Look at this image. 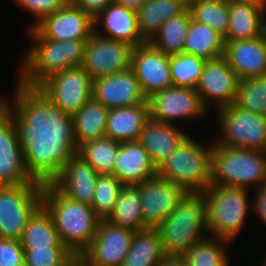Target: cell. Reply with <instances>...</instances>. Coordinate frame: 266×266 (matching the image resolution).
Returning <instances> with one entry per match:
<instances>
[{"label":"cell","instance_id":"cell-30","mask_svg":"<svg viewBox=\"0 0 266 266\" xmlns=\"http://www.w3.org/2000/svg\"><path fill=\"white\" fill-rule=\"evenodd\" d=\"M105 220L134 232L147 229L141 210L140 193L136 186L125 185L121 189L112 212Z\"/></svg>","mask_w":266,"mask_h":266},{"label":"cell","instance_id":"cell-16","mask_svg":"<svg viewBox=\"0 0 266 266\" xmlns=\"http://www.w3.org/2000/svg\"><path fill=\"white\" fill-rule=\"evenodd\" d=\"M135 186L140 193L141 210L147 228H157L189 194L183 186L159 176Z\"/></svg>","mask_w":266,"mask_h":266},{"label":"cell","instance_id":"cell-19","mask_svg":"<svg viewBox=\"0 0 266 266\" xmlns=\"http://www.w3.org/2000/svg\"><path fill=\"white\" fill-rule=\"evenodd\" d=\"M92 97L108 109L148 104L132 68L93 80Z\"/></svg>","mask_w":266,"mask_h":266},{"label":"cell","instance_id":"cell-48","mask_svg":"<svg viewBox=\"0 0 266 266\" xmlns=\"http://www.w3.org/2000/svg\"><path fill=\"white\" fill-rule=\"evenodd\" d=\"M217 1H223V2H227V3H231L233 0H217Z\"/></svg>","mask_w":266,"mask_h":266},{"label":"cell","instance_id":"cell-15","mask_svg":"<svg viewBox=\"0 0 266 266\" xmlns=\"http://www.w3.org/2000/svg\"><path fill=\"white\" fill-rule=\"evenodd\" d=\"M33 28L45 39L87 41L95 32L94 17L72 0L53 14L43 17Z\"/></svg>","mask_w":266,"mask_h":266},{"label":"cell","instance_id":"cell-10","mask_svg":"<svg viewBox=\"0 0 266 266\" xmlns=\"http://www.w3.org/2000/svg\"><path fill=\"white\" fill-rule=\"evenodd\" d=\"M44 183L0 186V237L20 240L29 218L42 205Z\"/></svg>","mask_w":266,"mask_h":266},{"label":"cell","instance_id":"cell-6","mask_svg":"<svg viewBox=\"0 0 266 266\" xmlns=\"http://www.w3.org/2000/svg\"><path fill=\"white\" fill-rule=\"evenodd\" d=\"M166 256H182L204 236L207 208L202 193H189L156 228ZM203 234V235H202Z\"/></svg>","mask_w":266,"mask_h":266},{"label":"cell","instance_id":"cell-37","mask_svg":"<svg viewBox=\"0 0 266 266\" xmlns=\"http://www.w3.org/2000/svg\"><path fill=\"white\" fill-rule=\"evenodd\" d=\"M235 104L266 117V76L239 79Z\"/></svg>","mask_w":266,"mask_h":266},{"label":"cell","instance_id":"cell-24","mask_svg":"<svg viewBox=\"0 0 266 266\" xmlns=\"http://www.w3.org/2000/svg\"><path fill=\"white\" fill-rule=\"evenodd\" d=\"M175 124L149 118L139 134L138 142L147 151L150 160L158 168L187 136Z\"/></svg>","mask_w":266,"mask_h":266},{"label":"cell","instance_id":"cell-26","mask_svg":"<svg viewBox=\"0 0 266 266\" xmlns=\"http://www.w3.org/2000/svg\"><path fill=\"white\" fill-rule=\"evenodd\" d=\"M148 119V104L109 109L106 121V137L120 143L137 141Z\"/></svg>","mask_w":266,"mask_h":266},{"label":"cell","instance_id":"cell-44","mask_svg":"<svg viewBox=\"0 0 266 266\" xmlns=\"http://www.w3.org/2000/svg\"><path fill=\"white\" fill-rule=\"evenodd\" d=\"M147 0H112L113 4L138 11Z\"/></svg>","mask_w":266,"mask_h":266},{"label":"cell","instance_id":"cell-22","mask_svg":"<svg viewBox=\"0 0 266 266\" xmlns=\"http://www.w3.org/2000/svg\"><path fill=\"white\" fill-rule=\"evenodd\" d=\"M112 175L125 185H137L157 176V167L138 141L120 143Z\"/></svg>","mask_w":266,"mask_h":266},{"label":"cell","instance_id":"cell-1","mask_svg":"<svg viewBox=\"0 0 266 266\" xmlns=\"http://www.w3.org/2000/svg\"><path fill=\"white\" fill-rule=\"evenodd\" d=\"M13 93L12 104L0 99V186L44 183L47 138L28 100Z\"/></svg>","mask_w":266,"mask_h":266},{"label":"cell","instance_id":"cell-47","mask_svg":"<svg viewBox=\"0 0 266 266\" xmlns=\"http://www.w3.org/2000/svg\"><path fill=\"white\" fill-rule=\"evenodd\" d=\"M260 8L266 13V0H237Z\"/></svg>","mask_w":266,"mask_h":266},{"label":"cell","instance_id":"cell-27","mask_svg":"<svg viewBox=\"0 0 266 266\" xmlns=\"http://www.w3.org/2000/svg\"><path fill=\"white\" fill-rule=\"evenodd\" d=\"M188 8V0H147L136 11L138 29L149 42L168 19L182 14Z\"/></svg>","mask_w":266,"mask_h":266},{"label":"cell","instance_id":"cell-8","mask_svg":"<svg viewBox=\"0 0 266 266\" xmlns=\"http://www.w3.org/2000/svg\"><path fill=\"white\" fill-rule=\"evenodd\" d=\"M212 184L248 189L266 184V152L212 143Z\"/></svg>","mask_w":266,"mask_h":266},{"label":"cell","instance_id":"cell-46","mask_svg":"<svg viewBox=\"0 0 266 266\" xmlns=\"http://www.w3.org/2000/svg\"><path fill=\"white\" fill-rule=\"evenodd\" d=\"M75 266H99L92 263L84 254L75 256Z\"/></svg>","mask_w":266,"mask_h":266},{"label":"cell","instance_id":"cell-36","mask_svg":"<svg viewBox=\"0 0 266 266\" xmlns=\"http://www.w3.org/2000/svg\"><path fill=\"white\" fill-rule=\"evenodd\" d=\"M206 60L187 53L170 55L173 86L196 89Z\"/></svg>","mask_w":266,"mask_h":266},{"label":"cell","instance_id":"cell-4","mask_svg":"<svg viewBox=\"0 0 266 266\" xmlns=\"http://www.w3.org/2000/svg\"><path fill=\"white\" fill-rule=\"evenodd\" d=\"M42 206L52 217L60 242L73 254H83L97 233L101 218L85 203L64 196L47 178Z\"/></svg>","mask_w":266,"mask_h":266},{"label":"cell","instance_id":"cell-25","mask_svg":"<svg viewBox=\"0 0 266 266\" xmlns=\"http://www.w3.org/2000/svg\"><path fill=\"white\" fill-rule=\"evenodd\" d=\"M265 12L260 8L233 0L229 3V24L224 42L251 40L266 33Z\"/></svg>","mask_w":266,"mask_h":266},{"label":"cell","instance_id":"cell-12","mask_svg":"<svg viewBox=\"0 0 266 266\" xmlns=\"http://www.w3.org/2000/svg\"><path fill=\"white\" fill-rule=\"evenodd\" d=\"M108 110L91 97L50 138L57 145L75 151L83 143L105 137Z\"/></svg>","mask_w":266,"mask_h":266},{"label":"cell","instance_id":"cell-5","mask_svg":"<svg viewBox=\"0 0 266 266\" xmlns=\"http://www.w3.org/2000/svg\"><path fill=\"white\" fill-rule=\"evenodd\" d=\"M45 174L64 196L91 206L97 172L75 151L57 145L51 138L46 139Z\"/></svg>","mask_w":266,"mask_h":266},{"label":"cell","instance_id":"cell-32","mask_svg":"<svg viewBox=\"0 0 266 266\" xmlns=\"http://www.w3.org/2000/svg\"><path fill=\"white\" fill-rule=\"evenodd\" d=\"M191 18V12L187 8L182 14L168 19L149 43L167 55L183 53Z\"/></svg>","mask_w":266,"mask_h":266},{"label":"cell","instance_id":"cell-11","mask_svg":"<svg viewBox=\"0 0 266 266\" xmlns=\"http://www.w3.org/2000/svg\"><path fill=\"white\" fill-rule=\"evenodd\" d=\"M218 111L221 136L215 144L266 152V117L243 109L235 103Z\"/></svg>","mask_w":266,"mask_h":266},{"label":"cell","instance_id":"cell-7","mask_svg":"<svg viewBox=\"0 0 266 266\" xmlns=\"http://www.w3.org/2000/svg\"><path fill=\"white\" fill-rule=\"evenodd\" d=\"M157 176L189 193H203L212 184V144L201 145L187 135L157 168Z\"/></svg>","mask_w":266,"mask_h":266},{"label":"cell","instance_id":"cell-17","mask_svg":"<svg viewBox=\"0 0 266 266\" xmlns=\"http://www.w3.org/2000/svg\"><path fill=\"white\" fill-rule=\"evenodd\" d=\"M238 85L237 74L221 56L205 62L196 90L207 109L210 100H213L216 109H220L235 103Z\"/></svg>","mask_w":266,"mask_h":266},{"label":"cell","instance_id":"cell-3","mask_svg":"<svg viewBox=\"0 0 266 266\" xmlns=\"http://www.w3.org/2000/svg\"><path fill=\"white\" fill-rule=\"evenodd\" d=\"M30 38L35 44L24 56L25 65L18 76L16 92L27 98L43 81L63 70L80 67L84 60V48L87 41H54L43 38L33 27Z\"/></svg>","mask_w":266,"mask_h":266},{"label":"cell","instance_id":"cell-38","mask_svg":"<svg viewBox=\"0 0 266 266\" xmlns=\"http://www.w3.org/2000/svg\"><path fill=\"white\" fill-rule=\"evenodd\" d=\"M123 187L112 174L98 175L91 207L101 219H106L112 212Z\"/></svg>","mask_w":266,"mask_h":266},{"label":"cell","instance_id":"cell-18","mask_svg":"<svg viewBox=\"0 0 266 266\" xmlns=\"http://www.w3.org/2000/svg\"><path fill=\"white\" fill-rule=\"evenodd\" d=\"M131 68L143 95L148 99L156 92L173 86L170 72V55L154 48L149 42L133 49Z\"/></svg>","mask_w":266,"mask_h":266},{"label":"cell","instance_id":"cell-39","mask_svg":"<svg viewBox=\"0 0 266 266\" xmlns=\"http://www.w3.org/2000/svg\"><path fill=\"white\" fill-rule=\"evenodd\" d=\"M27 266H75V255L66 247L24 249Z\"/></svg>","mask_w":266,"mask_h":266},{"label":"cell","instance_id":"cell-21","mask_svg":"<svg viewBox=\"0 0 266 266\" xmlns=\"http://www.w3.org/2000/svg\"><path fill=\"white\" fill-rule=\"evenodd\" d=\"M224 57L239 79L266 76V33L225 43Z\"/></svg>","mask_w":266,"mask_h":266},{"label":"cell","instance_id":"cell-35","mask_svg":"<svg viewBox=\"0 0 266 266\" xmlns=\"http://www.w3.org/2000/svg\"><path fill=\"white\" fill-rule=\"evenodd\" d=\"M188 8L195 21L206 24L222 36L229 24V3L217 0H188Z\"/></svg>","mask_w":266,"mask_h":266},{"label":"cell","instance_id":"cell-2","mask_svg":"<svg viewBox=\"0 0 266 266\" xmlns=\"http://www.w3.org/2000/svg\"><path fill=\"white\" fill-rule=\"evenodd\" d=\"M92 88L93 80L80 66L50 76L26 98L37 126L46 138L92 97Z\"/></svg>","mask_w":266,"mask_h":266},{"label":"cell","instance_id":"cell-13","mask_svg":"<svg viewBox=\"0 0 266 266\" xmlns=\"http://www.w3.org/2000/svg\"><path fill=\"white\" fill-rule=\"evenodd\" d=\"M133 49L125 42L94 32L85 43L82 67L92 80L128 70L131 68Z\"/></svg>","mask_w":266,"mask_h":266},{"label":"cell","instance_id":"cell-43","mask_svg":"<svg viewBox=\"0 0 266 266\" xmlns=\"http://www.w3.org/2000/svg\"><path fill=\"white\" fill-rule=\"evenodd\" d=\"M256 195L252 209L266 223V184L258 188Z\"/></svg>","mask_w":266,"mask_h":266},{"label":"cell","instance_id":"cell-41","mask_svg":"<svg viewBox=\"0 0 266 266\" xmlns=\"http://www.w3.org/2000/svg\"><path fill=\"white\" fill-rule=\"evenodd\" d=\"M24 264V249L20 240L0 237V266Z\"/></svg>","mask_w":266,"mask_h":266},{"label":"cell","instance_id":"cell-33","mask_svg":"<svg viewBox=\"0 0 266 266\" xmlns=\"http://www.w3.org/2000/svg\"><path fill=\"white\" fill-rule=\"evenodd\" d=\"M120 142L102 137L80 145L75 152L92 165L98 175L112 174Z\"/></svg>","mask_w":266,"mask_h":266},{"label":"cell","instance_id":"cell-40","mask_svg":"<svg viewBox=\"0 0 266 266\" xmlns=\"http://www.w3.org/2000/svg\"><path fill=\"white\" fill-rule=\"evenodd\" d=\"M21 7L34 15L35 23L37 24L43 17L53 14L56 10L62 8L70 0H16Z\"/></svg>","mask_w":266,"mask_h":266},{"label":"cell","instance_id":"cell-28","mask_svg":"<svg viewBox=\"0 0 266 266\" xmlns=\"http://www.w3.org/2000/svg\"><path fill=\"white\" fill-rule=\"evenodd\" d=\"M225 42L223 36L210 26L191 18L185 39L183 53L212 60L224 56Z\"/></svg>","mask_w":266,"mask_h":266},{"label":"cell","instance_id":"cell-31","mask_svg":"<svg viewBox=\"0 0 266 266\" xmlns=\"http://www.w3.org/2000/svg\"><path fill=\"white\" fill-rule=\"evenodd\" d=\"M20 242L23 249L65 247L59 240L52 217L42 205L29 218Z\"/></svg>","mask_w":266,"mask_h":266},{"label":"cell","instance_id":"cell-23","mask_svg":"<svg viewBox=\"0 0 266 266\" xmlns=\"http://www.w3.org/2000/svg\"><path fill=\"white\" fill-rule=\"evenodd\" d=\"M94 23L95 32L103 37L125 42L134 48L146 43L139 32L134 10L111 3L94 18ZM99 24L104 26L103 34L97 31Z\"/></svg>","mask_w":266,"mask_h":266},{"label":"cell","instance_id":"cell-14","mask_svg":"<svg viewBox=\"0 0 266 266\" xmlns=\"http://www.w3.org/2000/svg\"><path fill=\"white\" fill-rule=\"evenodd\" d=\"M149 118L173 124L174 120L201 118L208 112L196 89L171 86L147 99Z\"/></svg>","mask_w":266,"mask_h":266},{"label":"cell","instance_id":"cell-42","mask_svg":"<svg viewBox=\"0 0 266 266\" xmlns=\"http://www.w3.org/2000/svg\"><path fill=\"white\" fill-rule=\"evenodd\" d=\"M79 8L92 15L94 18L102 12L112 0H72Z\"/></svg>","mask_w":266,"mask_h":266},{"label":"cell","instance_id":"cell-34","mask_svg":"<svg viewBox=\"0 0 266 266\" xmlns=\"http://www.w3.org/2000/svg\"><path fill=\"white\" fill-rule=\"evenodd\" d=\"M211 236L197 241L182 255L188 266H229L225 245L230 241Z\"/></svg>","mask_w":266,"mask_h":266},{"label":"cell","instance_id":"cell-29","mask_svg":"<svg viewBox=\"0 0 266 266\" xmlns=\"http://www.w3.org/2000/svg\"><path fill=\"white\" fill-rule=\"evenodd\" d=\"M166 257L156 228L135 231L122 266H159Z\"/></svg>","mask_w":266,"mask_h":266},{"label":"cell","instance_id":"cell-9","mask_svg":"<svg viewBox=\"0 0 266 266\" xmlns=\"http://www.w3.org/2000/svg\"><path fill=\"white\" fill-rule=\"evenodd\" d=\"M248 190L211 184L202 193L207 208V232L230 242L234 239L249 209Z\"/></svg>","mask_w":266,"mask_h":266},{"label":"cell","instance_id":"cell-45","mask_svg":"<svg viewBox=\"0 0 266 266\" xmlns=\"http://www.w3.org/2000/svg\"><path fill=\"white\" fill-rule=\"evenodd\" d=\"M159 266H188L182 256H166Z\"/></svg>","mask_w":266,"mask_h":266},{"label":"cell","instance_id":"cell-20","mask_svg":"<svg viewBox=\"0 0 266 266\" xmlns=\"http://www.w3.org/2000/svg\"><path fill=\"white\" fill-rule=\"evenodd\" d=\"M134 234L101 219L94 240L83 254L99 266H122Z\"/></svg>","mask_w":266,"mask_h":266}]
</instances>
